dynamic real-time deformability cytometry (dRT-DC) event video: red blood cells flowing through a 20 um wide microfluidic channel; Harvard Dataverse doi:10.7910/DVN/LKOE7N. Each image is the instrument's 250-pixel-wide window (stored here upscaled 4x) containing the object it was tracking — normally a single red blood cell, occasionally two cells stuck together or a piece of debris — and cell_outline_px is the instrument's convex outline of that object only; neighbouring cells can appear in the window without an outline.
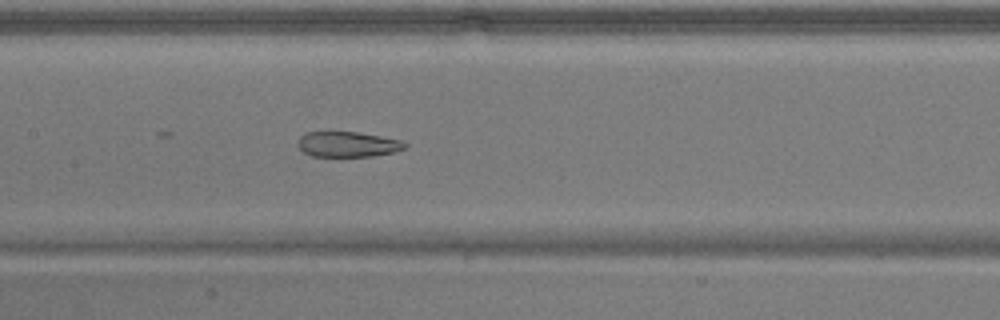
{"species": "common noctule bat (a hibernating species)", "species_latin": "Nyctalus noctula", "temperature_condition": "warm", "stored_images_in_passage": 35, "camera_frame_rate_fps": 3000, "um_per_image_px": 0.085, "animal": {"sex": "male", "body_mass_g": 17.9}, "frame": {"image": 1, "passage_image": 25, "time_ms": 8.0, "image_size_px": [1000, 320], "cell_outline_px": [[408, 148], [396, 152], [372, 156], [312, 156], [304, 152], [296, 144], [296, 140], [304, 132], [356, 132], [404, 140], [408, 144]], "centroid_in_image_um": [29.59, 12.26], "position_along_channel_um": 177.8, "area_um2": 16.07}}
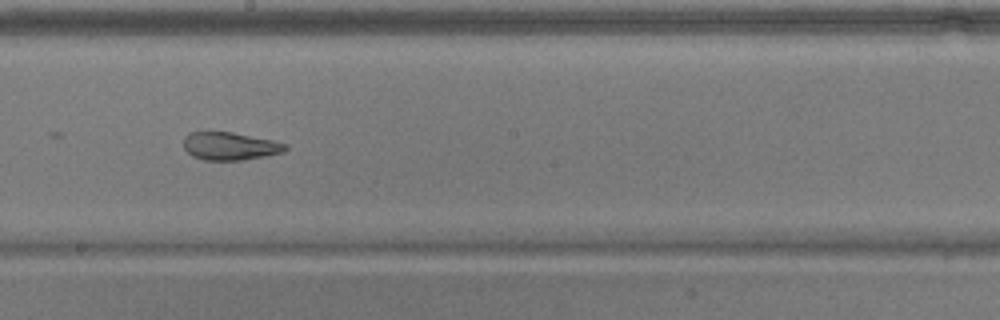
{"frame": {"image": 2, "passage_image": 29, "time_ms": 9.333, "image_size_px": [1000, 320], "cell_outline_px": [[288, 148], [284, 152], [264, 156], [240, 160], [204, 160], [192, 156], [184, 148], [184, 136], [188, 132], [232, 132], [272, 140], [288, 144]], "centroid_in_image_um": [19.54, 12.42], "position_along_channel_um": 228.7, "area_um2": 16.53}}